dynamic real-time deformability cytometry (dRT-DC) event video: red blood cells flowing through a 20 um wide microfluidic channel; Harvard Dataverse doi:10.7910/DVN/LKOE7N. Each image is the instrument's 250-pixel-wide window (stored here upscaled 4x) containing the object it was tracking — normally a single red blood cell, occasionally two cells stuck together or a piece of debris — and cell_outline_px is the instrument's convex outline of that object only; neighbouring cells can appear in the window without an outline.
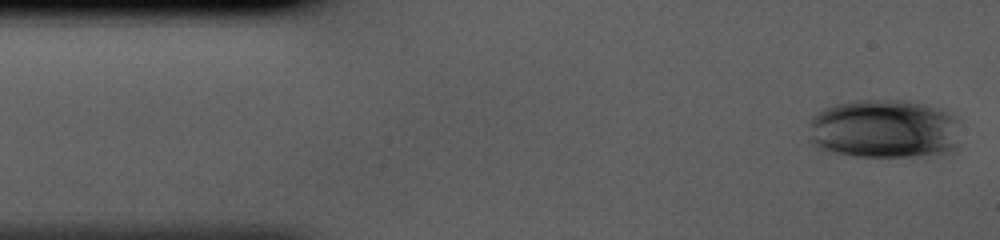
{"species": "human", "species_latin": "Homo sapiens", "temperature_condition": "cold", "stored_images_in_passage": 41, "camera_frame_rate_fps": 3000, "um_per_image_px": 0.085, "donor": {"sex": "male"}, "frame": {"image": 1, "passage_image": 1, "time_ms": 0.0, "image_size_px": [1000, 240], "cell_outline_px": [[956, 144], [924, 160], [852, 156], [832, 152], [820, 148], [808, 140], [812, 116], [824, 108], [836, 104], [852, 100], [904, 100], [924, 104], [936, 108], [944, 112], [956, 120]], "centroid_in_image_um": [75.08, 11.01], "position_along_channel_um": 9.9, "area_um2": 52.77}}
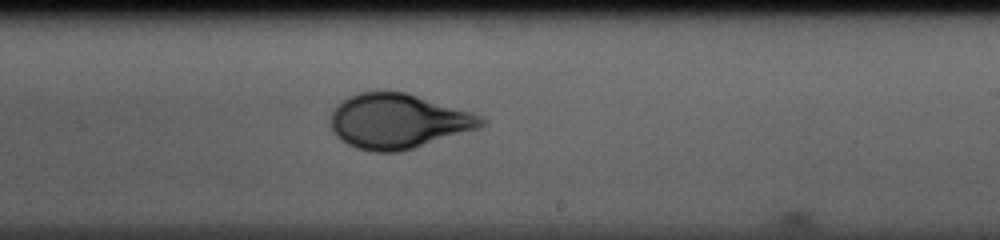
{"frame": {"image": 2, "passage_image": 24, "time_ms": 7.667, "image_size_px": [1000, 240], "cell_outline_px": [[488, 124], [480, 128], [400, 152], [372, 152], [356, 148], [340, 140], [336, 136], [332, 128], [332, 112], [344, 100], [360, 92], [408, 92], [472, 112], [488, 120]], "centroid_in_image_um": [33.9, 10.31], "position_along_channel_um": 255.1, "area_um2": 47.97}}
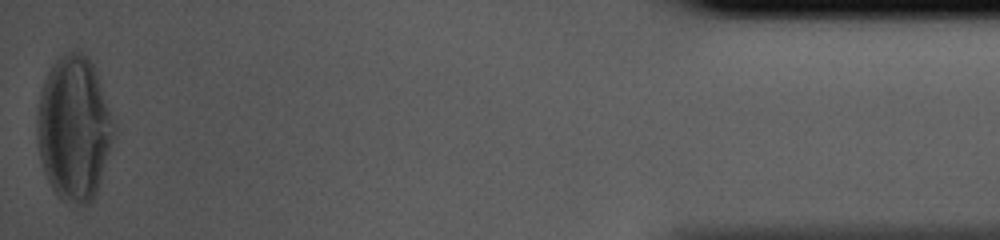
{"frame": {"image": 3, "passage_image": 41, "time_ms": 13.333, "image_size_px": [1000, 240], "cell_outline_px": [[112, 136], [100, 180], [96, 192], [92, 200], [88, 204], [80, 204], [60, 200], [56, 196], [48, 180], [40, 156], [36, 136], [36, 116], [40, 92], [44, 80], [52, 64], [64, 52], [84, 52], [88, 56], [96, 72], [112, 124]], "centroid_in_image_um": [6.22, 10.9], "position_along_channel_um": 429.0, "area_um2": 63.29}}